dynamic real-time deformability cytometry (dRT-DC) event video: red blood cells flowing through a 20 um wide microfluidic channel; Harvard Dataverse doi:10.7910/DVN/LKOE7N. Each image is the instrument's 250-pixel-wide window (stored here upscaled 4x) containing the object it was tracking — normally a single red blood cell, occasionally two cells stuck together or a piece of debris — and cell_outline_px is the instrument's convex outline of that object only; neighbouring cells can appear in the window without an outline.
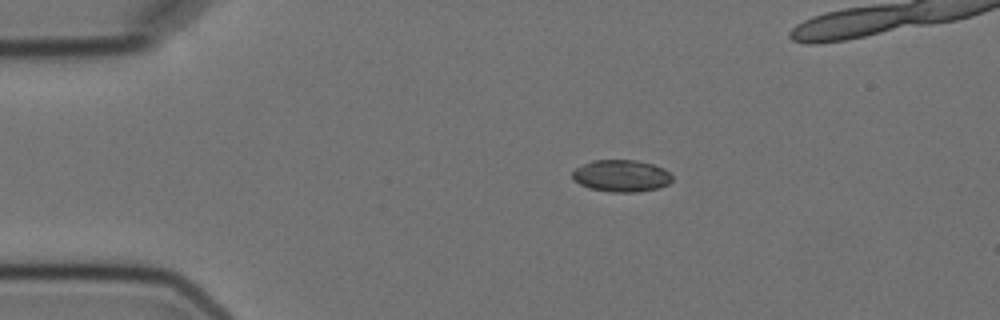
{"species": "Egyptian fruit bat (a non-hibernating species)", "species_latin": "Rousettus aegyptiacus", "temperature_condition": "cold", "stored_images_in_passage": 2, "camera_frame_rate_fps": 3000, "um_per_image_px": 0.085, "animal": {"sex": "female"}, "frame": {"image": 1, "passage_image": 2, "time_ms": 1.333, "image_size_px": [1000, 320], "cell_outline_px": [[672, 180], [668, 184], [660, 188], [636, 192], [612, 192], [588, 188], [580, 184], [572, 176], [572, 172], [576, 168], [592, 160], [636, 160], [652, 164], [664, 168], [672, 176]], "centroid_in_image_um": [52.83, 14.95], "position_along_channel_um": 32.2, "area_um2": 18.55}}